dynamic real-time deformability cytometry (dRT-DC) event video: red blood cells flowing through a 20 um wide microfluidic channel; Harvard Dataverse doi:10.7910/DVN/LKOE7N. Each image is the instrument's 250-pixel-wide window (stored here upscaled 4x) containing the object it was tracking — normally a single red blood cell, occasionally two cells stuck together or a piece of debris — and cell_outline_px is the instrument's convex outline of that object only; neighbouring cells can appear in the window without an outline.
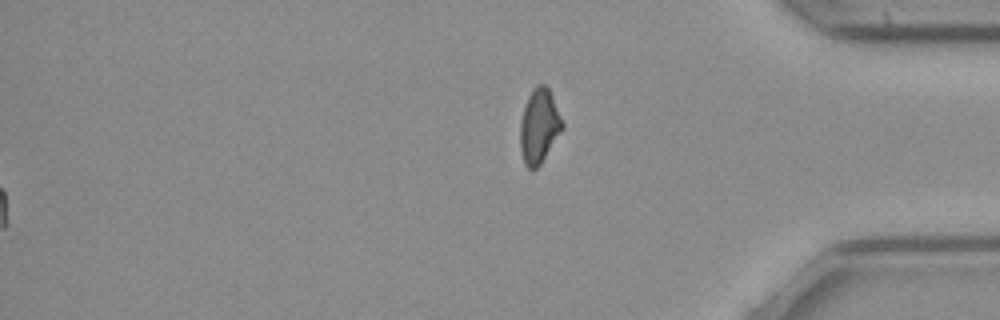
{"species": "common noctule bat (a hibernating species)", "species_latin": "Nyctalus noctula", "temperature_condition": "cold", "stored_images_in_passage": 52, "segment_of_instrument_passage": [2, 2], "camera_frame_rate_fps": 3000, "um_per_image_px": 0.085, "animal": {"sex": "female", "body_mass_g": 21.9}, "frame": {"image": 1, "passage_image": 52, "time_ms": 17.0, "image_size_px": [1000, 320], "cell_outline_px": [[564, 128], [540, 164], [532, 172], [524, 164], [520, 148], [520, 120], [528, 96], [532, 88], [536, 84], [544, 84], [548, 88], [552, 96], [564, 124]], "centroid_in_image_um": [45.81, 10.73], "position_along_channel_um": 389.4, "area_um2": 18.32}}